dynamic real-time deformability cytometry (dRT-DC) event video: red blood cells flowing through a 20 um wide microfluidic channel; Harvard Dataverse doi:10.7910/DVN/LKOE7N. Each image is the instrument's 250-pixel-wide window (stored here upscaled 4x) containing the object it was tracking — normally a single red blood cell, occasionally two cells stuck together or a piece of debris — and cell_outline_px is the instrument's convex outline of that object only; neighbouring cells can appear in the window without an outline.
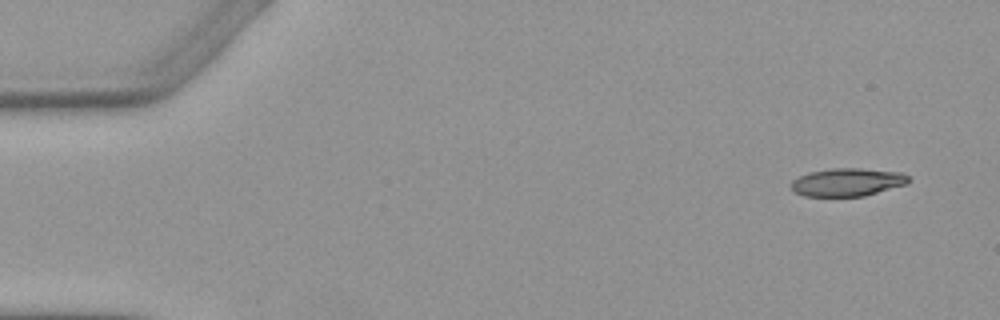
{"species": "Egyptian fruit bat (a non-hibernating species)", "species_latin": "Rousettus aegyptiacus", "temperature_condition": "warm", "stored_images_in_passage": 6, "camera_frame_rate_fps": 3000, "um_per_image_px": 0.085, "animal": {"sex": "female"}, "frame": {"image": 1, "passage_image": 1, "time_ms": 0.0, "image_size_px": [1000, 320], "cell_outline_px": [[908, 184], [864, 196], [804, 196], [796, 192], [792, 188], [792, 180], [808, 172], [832, 168], [860, 168], [900, 172], [908, 176]], "centroid_in_image_um": [72.04, 15.48], "position_along_channel_um": 13.0, "area_um2": 19.07}}
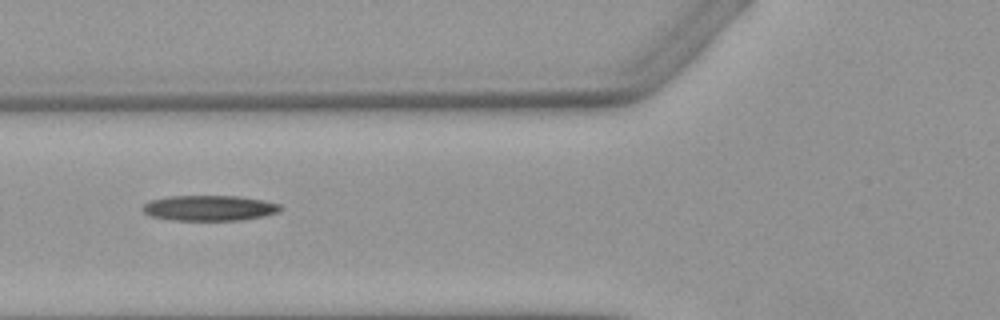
{"frame": {"image": 2, "passage_image": 5, "time_ms": 5.667, "image_size_px": [1000, 320], "cell_outline_px": [[284, 208], [280, 212], [264, 216], [240, 220], [172, 220], [152, 216], [144, 212], [140, 208], [144, 204], [152, 200], [168, 196], [240, 196], [264, 200], [280, 204]], "centroid_in_image_um": [17.85, 17.68], "position_along_channel_um": 108.0, "area_um2": 20.52}}
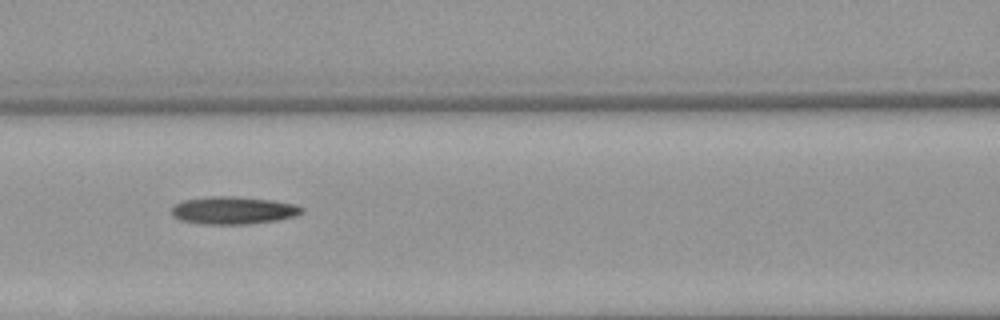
{"frame": {"image": 3, "passage_image": 6, "time_ms": 6.667, "image_size_px": [1000, 320], "cell_outline_px": [[304, 212], [296, 216], [276, 220], [248, 224], [204, 224], [180, 220], [172, 216], [172, 208], [176, 204], [184, 200], [212, 196], [236, 196], [272, 200], [296, 204], [304, 208]], "centroid_in_image_um": [19.86, 17.88], "position_along_channel_um": 146.7, "area_um2": 20.98}}